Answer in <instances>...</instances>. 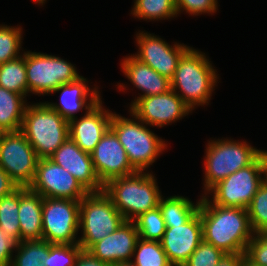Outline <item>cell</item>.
<instances>
[{"instance_id":"8992f818","label":"cell","mask_w":267,"mask_h":266,"mask_svg":"<svg viewBox=\"0 0 267 266\" xmlns=\"http://www.w3.org/2000/svg\"><path fill=\"white\" fill-rule=\"evenodd\" d=\"M264 150L256 149L247 141L232 139L211 140L206 145L204 159V194L218 182L250 165Z\"/></svg>"},{"instance_id":"8fae6325","label":"cell","mask_w":267,"mask_h":266,"mask_svg":"<svg viewBox=\"0 0 267 266\" xmlns=\"http://www.w3.org/2000/svg\"><path fill=\"white\" fill-rule=\"evenodd\" d=\"M39 158L21 130L6 132L0 140V167L18 185L33 182Z\"/></svg>"},{"instance_id":"cb8c5ba5","label":"cell","mask_w":267,"mask_h":266,"mask_svg":"<svg viewBox=\"0 0 267 266\" xmlns=\"http://www.w3.org/2000/svg\"><path fill=\"white\" fill-rule=\"evenodd\" d=\"M158 206L166 227H170L187 223L198 212L200 200L194 205L187 197L174 195L165 199L161 196Z\"/></svg>"},{"instance_id":"f35d334b","label":"cell","mask_w":267,"mask_h":266,"mask_svg":"<svg viewBox=\"0 0 267 266\" xmlns=\"http://www.w3.org/2000/svg\"><path fill=\"white\" fill-rule=\"evenodd\" d=\"M74 266H111L93 257L88 251H81Z\"/></svg>"},{"instance_id":"30bf717a","label":"cell","mask_w":267,"mask_h":266,"mask_svg":"<svg viewBox=\"0 0 267 266\" xmlns=\"http://www.w3.org/2000/svg\"><path fill=\"white\" fill-rule=\"evenodd\" d=\"M80 200L43 198L42 239L51 244H78Z\"/></svg>"},{"instance_id":"7a4b0ae2","label":"cell","mask_w":267,"mask_h":266,"mask_svg":"<svg viewBox=\"0 0 267 266\" xmlns=\"http://www.w3.org/2000/svg\"><path fill=\"white\" fill-rule=\"evenodd\" d=\"M210 62L205 53L190 47L180 58L170 80L171 89L192 111L196 105H208L215 90L219 78Z\"/></svg>"},{"instance_id":"ffe728a7","label":"cell","mask_w":267,"mask_h":266,"mask_svg":"<svg viewBox=\"0 0 267 266\" xmlns=\"http://www.w3.org/2000/svg\"><path fill=\"white\" fill-rule=\"evenodd\" d=\"M88 82L83 76L76 81L60 85L53 93L61 92L60 104L47 102V104L59 113L67 122L76 119V113L85 109L88 111L100 100L98 86L88 88ZM89 100V101H87Z\"/></svg>"},{"instance_id":"74e56055","label":"cell","mask_w":267,"mask_h":266,"mask_svg":"<svg viewBox=\"0 0 267 266\" xmlns=\"http://www.w3.org/2000/svg\"><path fill=\"white\" fill-rule=\"evenodd\" d=\"M18 185L9 177L7 172L0 167V198L13 192Z\"/></svg>"},{"instance_id":"83f0119b","label":"cell","mask_w":267,"mask_h":266,"mask_svg":"<svg viewBox=\"0 0 267 266\" xmlns=\"http://www.w3.org/2000/svg\"><path fill=\"white\" fill-rule=\"evenodd\" d=\"M131 14L138 19L165 20L177 17L175 0H134Z\"/></svg>"},{"instance_id":"4fadbf2b","label":"cell","mask_w":267,"mask_h":266,"mask_svg":"<svg viewBox=\"0 0 267 266\" xmlns=\"http://www.w3.org/2000/svg\"><path fill=\"white\" fill-rule=\"evenodd\" d=\"M136 43L139 50L134 56L169 80L173 78L180 58L190 48L176 42L171 46L159 36L144 31L136 34Z\"/></svg>"},{"instance_id":"f1b7e54d","label":"cell","mask_w":267,"mask_h":266,"mask_svg":"<svg viewBox=\"0 0 267 266\" xmlns=\"http://www.w3.org/2000/svg\"><path fill=\"white\" fill-rule=\"evenodd\" d=\"M133 221L139 238L143 240L160 242L166 231V225L159 206L141 213Z\"/></svg>"},{"instance_id":"8d00e7d4","label":"cell","mask_w":267,"mask_h":266,"mask_svg":"<svg viewBox=\"0 0 267 266\" xmlns=\"http://www.w3.org/2000/svg\"><path fill=\"white\" fill-rule=\"evenodd\" d=\"M18 243L0 229V266H10Z\"/></svg>"},{"instance_id":"6da1fadb","label":"cell","mask_w":267,"mask_h":266,"mask_svg":"<svg viewBox=\"0 0 267 266\" xmlns=\"http://www.w3.org/2000/svg\"><path fill=\"white\" fill-rule=\"evenodd\" d=\"M209 197L202 194L198 210L203 240L224 253H245L254 235L247 209L215 205Z\"/></svg>"},{"instance_id":"7402d4cb","label":"cell","mask_w":267,"mask_h":266,"mask_svg":"<svg viewBox=\"0 0 267 266\" xmlns=\"http://www.w3.org/2000/svg\"><path fill=\"white\" fill-rule=\"evenodd\" d=\"M43 197L29 187L19 186L20 242L42 239Z\"/></svg>"},{"instance_id":"277c9868","label":"cell","mask_w":267,"mask_h":266,"mask_svg":"<svg viewBox=\"0 0 267 266\" xmlns=\"http://www.w3.org/2000/svg\"><path fill=\"white\" fill-rule=\"evenodd\" d=\"M132 119L112 113L110 129L124 147L129 163L136 171H147L167 144L155 135L133 112ZM135 118V119H133Z\"/></svg>"},{"instance_id":"d590c367","label":"cell","mask_w":267,"mask_h":266,"mask_svg":"<svg viewBox=\"0 0 267 266\" xmlns=\"http://www.w3.org/2000/svg\"><path fill=\"white\" fill-rule=\"evenodd\" d=\"M176 11L179 14L182 10L190 15L214 14L218 10L217 0H175Z\"/></svg>"},{"instance_id":"ac0fdd59","label":"cell","mask_w":267,"mask_h":266,"mask_svg":"<svg viewBox=\"0 0 267 266\" xmlns=\"http://www.w3.org/2000/svg\"><path fill=\"white\" fill-rule=\"evenodd\" d=\"M139 239L134 221L126 220L113 233L94 243L87 251L95 258L111 266L118 262L132 261Z\"/></svg>"},{"instance_id":"1f68e13d","label":"cell","mask_w":267,"mask_h":266,"mask_svg":"<svg viewBox=\"0 0 267 266\" xmlns=\"http://www.w3.org/2000/svg\"><path fill=\"white\" fill-rule=\"evenodd\" d=\"M22 28L0 25V64L20 56Z\"/></svg>"},{"instance_id":"e0dca14e","label":"cell","mask_w":267,"mask_h":266,"mask_svg":"<svg viewBox=\"0 0 267 266\" xmlns=\"http://www.w3.org/2000/svg\"><path fill=\"white\" fill-rule=\"evenodd\" d=\"M102 100L98 102L80 119L68 122L69 138L72 139L83 152L91 154L103 135L110 128L112 111L104 109Z\"/></svg>"},{"instance_id":"5bb4252c","label":"cell","mask_w":267,"mask_h":266,"mask_svg":"<svg viewBox=\"0 0 267 266\" xmlns=\"http://www.w3.org/2000/svg\"><path fill=\"white\" fill-rule=\"evenodd\" d=\"M129 109L146 125L161 128L192 112L172 89L164 94L140 97Z\"/></svg>"},{"instance_id":"60d3db41","label":"cell","mask_w":267,"mask_h":266,"mask_svg":"<svg viewBox=\"0 0 267 266\" xmlns=\"http://www.w3.org/2000/svg\"><path fill=\"white\" fill-rule=\"evenodd\" d=\"M242 266H258V265L251 263L246 257H244Z\"/></svg>"},{"instance_id":"5b68a950","label":"cell","mask_w":267,"mask_h":266,"mask_svg":"<svg viewBox=\"0 0 267 266\" xmlns=\"http://www.w3.org/2000/svg\"><path fill=\"white\" fill-rule=\"evenodd\" d=\"M21 131L39 159L50 158L69 137L68 122L46 102L27 104Z\"/></svg>"},{"instance_id":"9a60e30c","label":"cell","mask_w":267,"mask_h":266,"mask_svg":"<svg viewBox=\"0 0 267 266\" xmlns=\"http://www.w3.org/2000/svg\"><path fill=\"white\" fill-rule=\"evenodd\" d=\"M95 172L105 185L109 180L136 172L116 134L109 128L91 153Z\"/></svg>"},{"instance_id":"3957f363","label":"cell","mask_w":267,"mask_h":266,"mask_svg":"<svg viewBox=\"0 0 267 266\" xmlns=\"http://www.w3.org/2000/svg\"><path fill=\"white\" fill-rule=\"evenodd\" d=\"M103 192L128 221H133L141 213L156 208L163 196L155 176L147 171H136L133 174L109 180L103 186Z\"/></svg>"},{"instance_id":"e575fe53","label":"cell","mask_w":267,"mask_h":266,"mask_svg":"<svg viewBox=\"0 0 267 266\" xmlns=\"http://www.w3.org/2000/svg\"><path fill=\"white\" fill-rule=\"evenodd\" d=\"M244 255L255 265L267 266V232L254 233Z\"/></svg>"},{"instance_id":"7bdbcfd3","label":"cell","mask_w":267,"mask_h":266,"mask_svg":"<svg viewBox=\"0 0 267 266\" xmlns=\"http://www.w3.org/2000/svg\"><path fill=\"white\" fill-rule=\"evenodd\" d=\"M5 134H6L5 129L0 125V140L4 137Z\"/></svg>"},{"instance_id":"d6a6232c","label":"cell","mask_w":267,"mask_h":266,"mask_svg":"<svg viewBox=\"0 0 267 266\" xmlns=\"http://www.w3.org/2000/svg\"><path fill=\"white\" fill-rule=\"evenodd\" d=\"M82 248L78 244H51L45 266H74Z\"/></svg>"},{"instance_id":"603a6c76","label":"cell","mask_w":267,"mask_h":266,"mask_svg":"<svg viewBox=\"0 0 267 266\" xmlns=\"http://www.w3.org/2000/svg\"><path fill=\"white\" fill-rule=\"evenodd\" d=\"M23 95L0 87V125L6 132L21 130L27 100Z\"/></svg>"},{"instance_id":"b9f144b4","label":"cell","mask_w":267,"mask_h":266,"mask_svg":"<svg viewBox=\"0 0 267 266\" xmlns=\"http://www.w3.org/2000/svg\"><path fill=\"white\" fill-rule=\"evenodd\" d=\"M114 266H134V264L131 261H129V262H118Z\"/></svg>"},{"instance_id":"ba28073f","label":"cell","mask_w":267,"mask_h":266,"mask_svg":"<svg viewBox=\"0 0 267 266\" xmlns=\"http://www.w3.org/2000/svg\"><path fill=\"white\" fill-rule=\"evenodd\" d=\"M265 178L266 153L263 151L250 165L230 174L213 186L207 192L211 196L213 194L209 200L212 204L223 207L247 209Z\"/></svg>"},{"instance_id":"44dd1931","label":"cell","mask_w":267,"mask_h":266,"mask_svg":"<svg viewBox=\"0 0 267 266\" xmlns=\"http://www.w3.org/2000/svg\"><path fill=\"white\" fill-rule=\"evenodd\" d=\"M121 69L129 81L143 92L131 102L130 107L140 98L160 95L171 90V81L150 66L137 59L134 54L123 59Z\"/></svg>"},{"instance_id":"f546056e","label":"cell","mask_w":267,"mask_h":266,"mask_svg":"<svg viewBox=\"0 0 267 266\" xmlns=\"http://www.w3.org/2000/svg\"><path fill=\"white\" fill-rule=\"evenodd\" d=\"M134 266H172L158 241L138 239L134 253Z\"/></svg>"},{"instance_id":"7c38bea8","label":"cell","mask_w":267,"mask_h":266,"mask_svg":"<svg viewBox=\"0 0 267 266\" xmlns=\"http://www.w3.org/2000/svg\"><path fill=\"white\" fill-rule=\"evenodd\" d=\"M29 188L43 198L81 200L89 193L71 173L50 158L39 159Z\"/></svg>"},{"instance_id":"4dcf8cb0","label":"cell","mask_w":267,"mask_h":266,"mask_svg":"<svg viewBox=\"0 0 267 266\" xmlns=\"http://www.w3.org/2000/svg\"><path fill=\"white\" fill-rule=\"evenodd\" d=\"M247 211L252 231L267 232V177L259 185Z\"/></svg>"},{"instance_id":"9c48e42d","label":"cell","mask_w":267,"mask_h":266,"mask_svg":"<svg viewBox=\"0 0 267 266\" xmlns=\"http://www.w3.org/2000/svg\"><path fill=\"white\" fill-rule=\"evenodd\" d=\"M81 75L66 60L40 52H26L28 93L51 94L62 84L76 81Z\"/></svg>"},{"instance_id":"ab89813d","label":"cell","mask_w":267,"mask_h":266,"mask_svg":"<svg viewBox=\"0 0 267 266\" xmlns=\"http://www.w3.org/2000/svg\"><path fill=\"white\" fill-rule=\"evenodd\" d=\"M244 253H225L216 266H242Z\"/></svg>"},{"instance_id":"f6af8a7d","label":"cell","mask_w":267,"mask_h":266,"mask_svg":"<svg viewBox=\"0 0 267 266\" xmlns=\"http://www.w3.org/2000/svg\"><path fill=\"white\" fill-rule=\"evenodd\" d=\"M266 177H267V161H266Z\"/></svg>"},{"instance_id":"d4e9b609","label":"cell","mask_w":267,"mask_h":266,"mask_svg":"<svg viewBox=\"0 0 267 266\" xmlns=\"http://www.w3.org/2000/svg\"><path fill=\"white\" fill-rule=\"evenodd\" d=\"M0 87L24 97L28 95L26 52L15 59L0 64Z\"/></svg>"},{"instance_id":"2e32d148","label":"cell","mask_w":267,"mask_h":266,"mask_svg":"<svg viewBox=\"0 0 267 266\" xmlns=\"http://www.w3.org/2000/svg\"><path fill=\"white\" fill-rule=\"evenodd\" d=\"M203 240L199 211L185 224L171 225L160 241L172 266H183Z\"/></svg>"},{"instance_id":"52a82bcc","label":"cell","mask_w":267,"mask_h":266,"mask_svg":"<svg viewBox=\"0 0 267 266\" xmlns=\"http://www.w3.org/2000/svg\"><path fill=\"white\" fill-rule=\"evenodd\" d=\"M126 220L103 192H89L80 200L78 245L87 251L94 243L117 230Z\"/></svg>"},{"instance_id":"ee69618b","label":"cell","mask_w":267,"mask_h":266,"mask_svg":"<svg viewBox=\"0 0 267 266\" xmlns=\"http://www.w3.org/2000/svg\"><path fill=\"white\" fill-rule=\"evenodd\" d=\"M32 1L35 2V3H38L39 5H40V4L43 5V3L46 2V0H32Z\"/></svg>"},{"instance_id":"836d02e7","label":"cell","mask_w":267,"mask_h":266,"mask_svg":"<svg viewBox=\"0 0 267 266\" xmlns=\"http://www.w3.org/2000/svg\"><path fill=\"white\" fill-rule=\"evenodd\" d=\"M224 254L221 249L202 240L183 266H216Z\"/></svg>"},{"instance_id":"d6986e66","label":"cell","mask_w":267,"mask_h":266,"mask_svg":"<svg viewBox=\"0 0 267 266\" xmlns=\"http://www.w3.org/2000/svg\"><path fill=\"white\" fill-rule=\"evenodd\" d=\"M52 161L74 176L88 192L103 191L91 158L69 137L50 157Z\"/></svg>"},{"instance_id":"4316f807","label":"cell","mask_w":267,"mask_h":266,"mask_svg":"<svg viewBox=\"0 0 267 266\" xmlns=\"http://www.w3.org/2000/svg\"><path fill=\"white\" fill-rule=\"evenodd\" d=\"M16 253L10 266H45L43 263L49 253V242L43 239L21 241Z\"/></svg>"},{"instance_id":"484cf974","label":"cell","mask_w":267,"mask_h":266,"mask_svg":"<svg viewBox=\"0 0 267 266\" xmlns=\"http://www.w3.org/2000/svg\"><path fill=\"white\" fill-rule=\"evenodd\" d=\"M19 186L10 194L0 198V229L18 244L20 243Z\"/></svg>"}]
</instances>
